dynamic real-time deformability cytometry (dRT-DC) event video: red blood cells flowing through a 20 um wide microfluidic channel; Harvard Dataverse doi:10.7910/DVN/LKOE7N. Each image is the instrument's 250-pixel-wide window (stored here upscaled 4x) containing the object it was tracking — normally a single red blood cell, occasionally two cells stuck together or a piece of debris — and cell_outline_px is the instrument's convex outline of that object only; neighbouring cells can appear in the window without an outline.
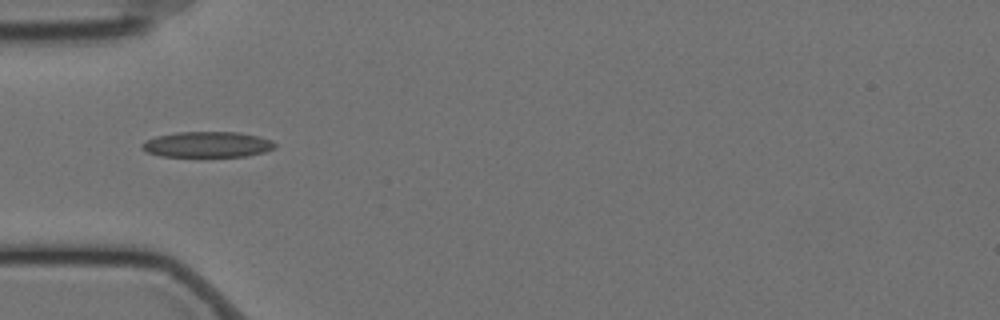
{"species": "Egyptian fruit bat (a non-hibernating species)", "species_latin": "Rousettus aegyptiacus", "temperature_condition": "cold", "stored_images_in_passage": 33, "camera_frame_rate_fps": 3000, "um_per_image_px": 0.085, "animal": {"sex": "female"}, "frame": {"image": 1, "passage_image": 1, "time_ms": 0.0, "image_size_px": [1000, 320], "cell_outline_px": [[276, 148], [264, 152], [248, 156], [160, 156], [144, 152], [140, 148], [140, 144], [156, 136], [176, 132], [240, 132], [272, 140], [276, 144]], "centroid_in_image_um": [17.6, 12.28], "position_along_channel_um": 67.4, "area_um2": 20.0}}
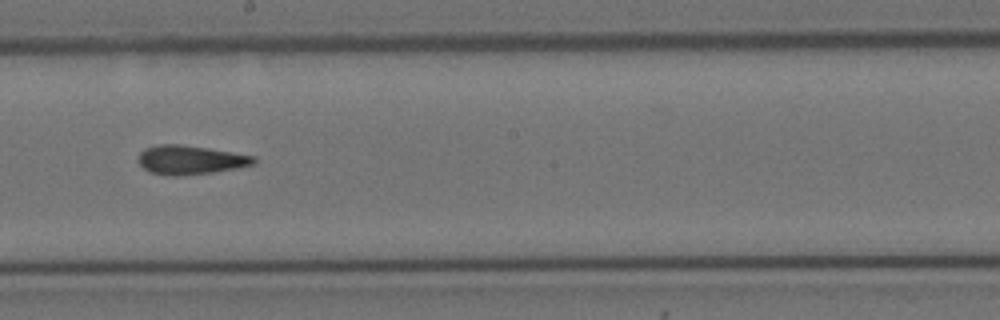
{"frame": {"image": 2, "passage_image": 15, "time_ms": 4.667, "image_size_px": [1000, 320], "cell_outline_px": [[256, 164], [236, 168], [212, 172], [176, 176], [152, 172], [144, 168], [140, 164], [140, 152], [144, 148], [156, 144], [180, 144], [208, 148], [256, 156]], "centroid_in_image_um": [16.21, 13.57], "position_along_channel_um": 232.0, "area_um2": 19.31}}
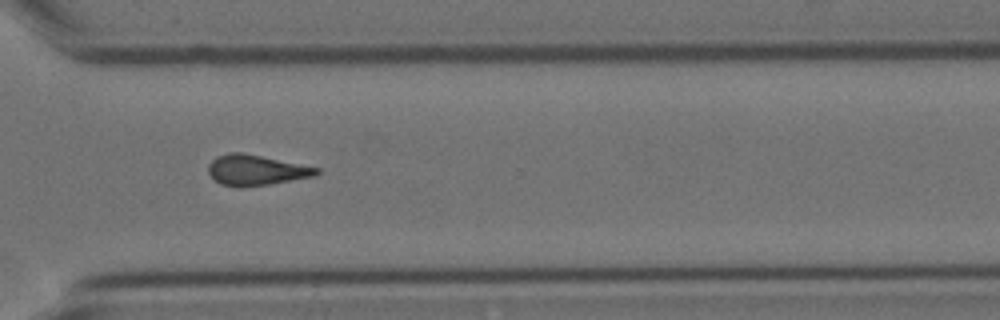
{"frame": {"image": 3, "passage_image": 25, "time_ms": 8.0, "image_size_px": [1000, 320], "cell_outline_px": [[320, 172], [316, 176], [268, 184], [220, 184], [208, 172], [208, 164], [216, 156], [228, 152], [244, 152], [320, 168]], "centroid_in_image_um": [21.8, 14.4], "position_along_channel_um": 348.8, "area_um2": 18.67}, "authors_computed_cell_mechanics": {"area_um2": 19.1896, "velocity_mm_per_s": 3.515, "shape_relaxation_time_tau1_ms": 10.8479, "shape_relaxation_time_tau2_ms": 3.3508, "deformation_change_tau1": 0.2, "deformation_change_tau2": 0.1183}}